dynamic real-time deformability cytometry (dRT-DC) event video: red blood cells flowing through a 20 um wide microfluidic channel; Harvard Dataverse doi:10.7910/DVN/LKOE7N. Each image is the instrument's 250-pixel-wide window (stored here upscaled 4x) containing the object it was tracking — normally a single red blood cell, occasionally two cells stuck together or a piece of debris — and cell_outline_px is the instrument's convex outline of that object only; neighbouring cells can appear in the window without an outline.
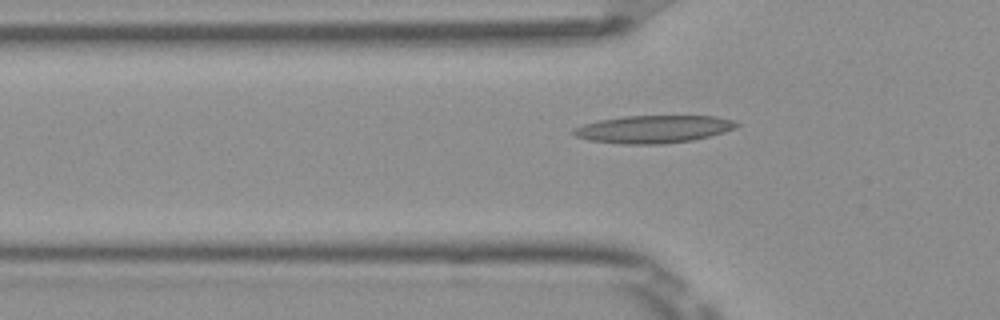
{"species": "Egyptian fruit bat (a non-hibernating species)", "species_latin": "Rousettus aegyptiacus", "temperature_condition": "room temperature", "stored_images_in_passage": 53, "segment_of_instrument_passage": [1, 2], "camera_frame_rate_fps": 3000, "um_per_image_px": 0.085, "frame": {"image": 1, "passage_image": 17, "time_ms": 5.333, "image_size_px": [1000, 320], "cell_outline_px": [[740, 124], [736, 128], [724, 132], [692, 140], [664, 144], [620, 144], [588, 140], [576, 136], [572, 132], [572, 128], [584, 124], [600, 120], [624, 116], [716, 116], [732, 120]], "centroid_in_image_um": [55.53, 10.98], "position_along_channel_um": 70.3, "area_um2": 26.24}}
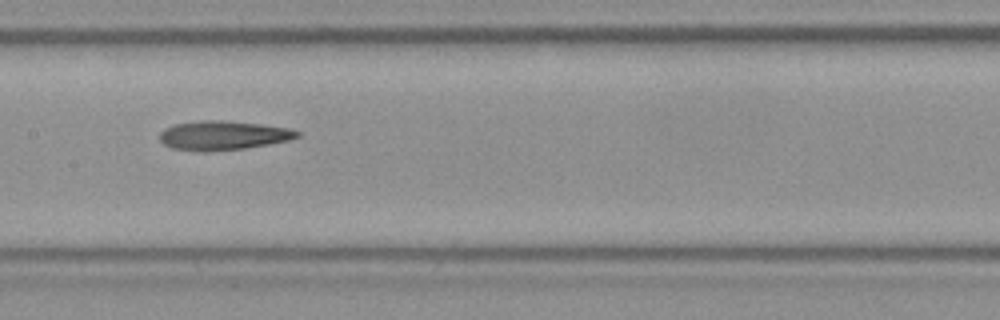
{"frame": {"image": 2, "passage_image": 26, "time_ms": 8.333, "image_size_px": [1000, 320], "cell_outline_px": [[300, 136], [288, 140], [268, 144], [244, 148], [208, 152], [200, 152], [172, 148], [164, 144], [160, 140], [160, 132], [164, 128], [176, 124], [200, 120], [220, 120], [260, 124], [292, 128], [300, 132]], "centroid_in_image_um": [18.96, 11.51], "position_along_channel_um": 188.4, "area_um2": 23.41}}
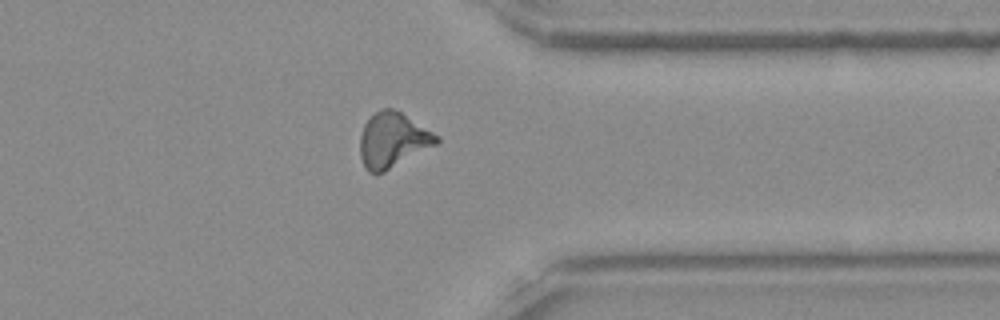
{"frame": {"image": 3, "passage_image": 41, "time_ms": 13.333, "image_size_px": [1000, 320], "cell_outline_px": [[440, 140], [436, 144], [384, 172], [368, 172], [364, 168], [360, 156], [360, 136], [364, 124], [376, 112], [384, 108], [392, 108], [400, 112], [440, 136]], "centroid_in_image_um": [33.37, 11.91], "position_along_channel_um": 378.0, "area_um2": 24.16}}